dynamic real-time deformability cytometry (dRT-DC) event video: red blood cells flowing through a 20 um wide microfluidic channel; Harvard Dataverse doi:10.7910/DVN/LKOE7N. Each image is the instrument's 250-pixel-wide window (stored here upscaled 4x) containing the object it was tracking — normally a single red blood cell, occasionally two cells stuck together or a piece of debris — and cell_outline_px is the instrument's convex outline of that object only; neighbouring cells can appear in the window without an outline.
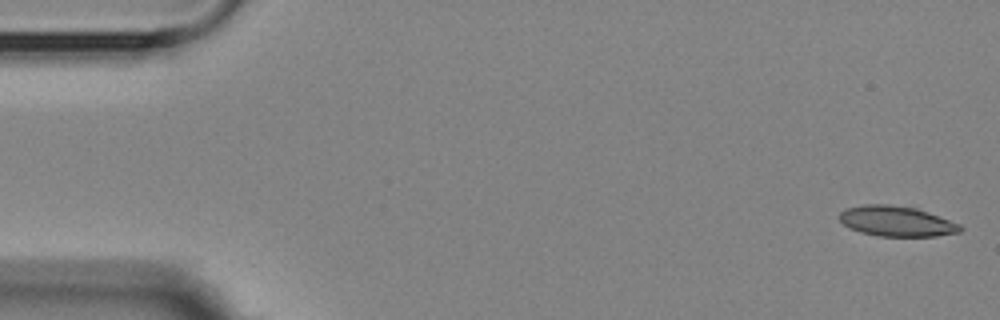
{"species": "Egyptian fruit bat (a non-hibernating species)", "species_latin": "Rousettus aegyptiacus", "temperature_condition": "room temperature", "stored_images_in_passage": 5, "camera_frame_rate_fps": 3000, "um_per_image_px": 0.085, "animal": {"sex": "female"}, "frame": {"image": 1, "passage_image": 1, "time_ms": 0.0, "image_size_px": [1000, 320], "cell_outline_px": [[964, 228], [960, 232], [936, 236], [880, 236], [860, 232], [844, 224], [836, 216], [844, 208], [864, 204], [888, 204], [916, 208], [960, 224]], "centroid_in_image_um": [76.18, 18.8], "position_along_channel_um": 8.8, "area_um2": 21.33}}